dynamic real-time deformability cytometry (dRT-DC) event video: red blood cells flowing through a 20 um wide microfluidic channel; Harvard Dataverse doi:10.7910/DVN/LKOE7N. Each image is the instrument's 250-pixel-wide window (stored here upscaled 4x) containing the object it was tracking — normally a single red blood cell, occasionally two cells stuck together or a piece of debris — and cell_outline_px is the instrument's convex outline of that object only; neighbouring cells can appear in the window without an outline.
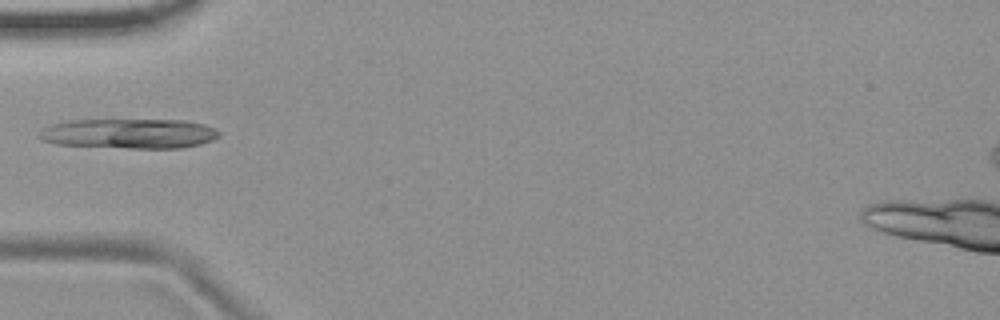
{"species": "common noctule bat (a hibernating species)", "species_latin": "Nyctalus noctula", "temperature_condition": "room temperature", "stored_images_in_passage": 6, "camera_frame_rate_fps": 3000, "um_per_image_px": 0.085, "animal": {"sex": "female", "body_mass_g": 19.9}, "frame": {"image": 1, "passage_image": 5, "time_ms": 4.667, "image_size_px": [1000, 320], "cell_outline_px": [[220, 136], [212, 140], [200, 144], [180, 148], [128, 148], [56, 144], [40, 140], [36, 136], [44, 128], [52, 124], [68, 120], [184, 120], [204, 124], [216, 128], [220, 132]], "centroid_in_image_um": [10.98, 11.35], "position_along_channel_um": 74.0, "area_um2": 31.44}}
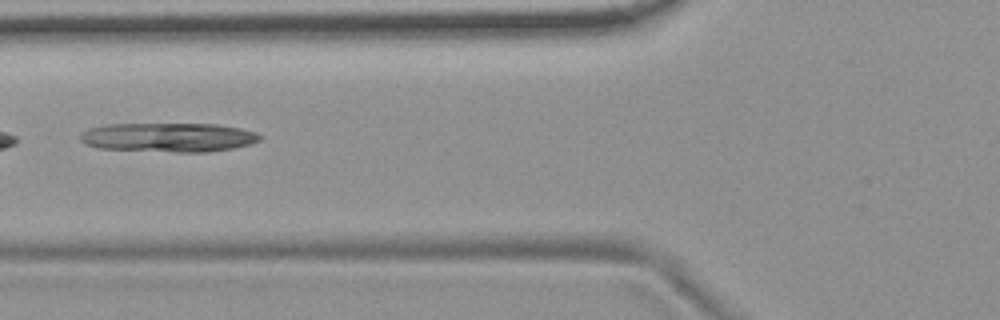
{"frame": {"image": 2, "passage_image": 6, "time_ms": 5.667, "image_size_px": [1000, 320], "cell_outline_px": [[264, 136], [260, 140], [252, 144], [232, 148], [208, 152], [176, 152], [96, 148], [84, 144], [80, 140], [80, 136], [88, 128], [108, 124], [216, 124], [240, 128], [256, 132]], "centroid_in_image_um": [14.34, 11.68], "position_along_channel_um": 111.5, "area_um2": 30.69}}